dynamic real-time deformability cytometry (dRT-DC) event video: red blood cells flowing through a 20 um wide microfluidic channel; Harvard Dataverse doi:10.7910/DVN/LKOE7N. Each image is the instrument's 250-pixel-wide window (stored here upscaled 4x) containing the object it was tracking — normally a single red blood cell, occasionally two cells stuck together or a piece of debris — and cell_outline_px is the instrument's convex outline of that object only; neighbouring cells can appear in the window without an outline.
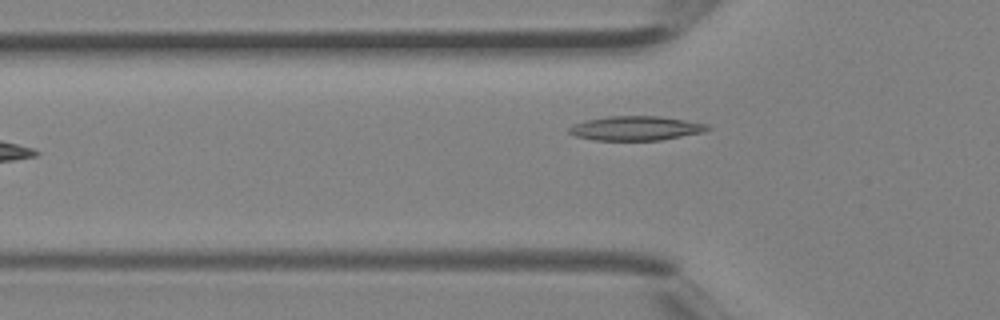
{"species": "Egyptian fruit bat (a non-hibernating species)", "species_latin": "Rousettus aegyptiacus", "temperature_condition": "room temperature", "stored_images_in_passage": 3, "camera_frame_rate_fps": 3000, "um_per_image_px": 0.085, "animal": {"sex": "female"}, "frame": {"image": 1, "passage_image": 3, "time_ms": 0.667, "image_size_px": [1000, 320], "cell_outline_px": [[712, 128], [704, 132], [660, 140], [596, 140], [576, 136], [568, 132], [568, 128], [572, 124], [588, 120], [608, 116], [660, 116], [708, 124]], "centroid_in_image_um": [54.06, 10.9], "position_along_channel_um": 71.7, "area_um2": 19.54}}